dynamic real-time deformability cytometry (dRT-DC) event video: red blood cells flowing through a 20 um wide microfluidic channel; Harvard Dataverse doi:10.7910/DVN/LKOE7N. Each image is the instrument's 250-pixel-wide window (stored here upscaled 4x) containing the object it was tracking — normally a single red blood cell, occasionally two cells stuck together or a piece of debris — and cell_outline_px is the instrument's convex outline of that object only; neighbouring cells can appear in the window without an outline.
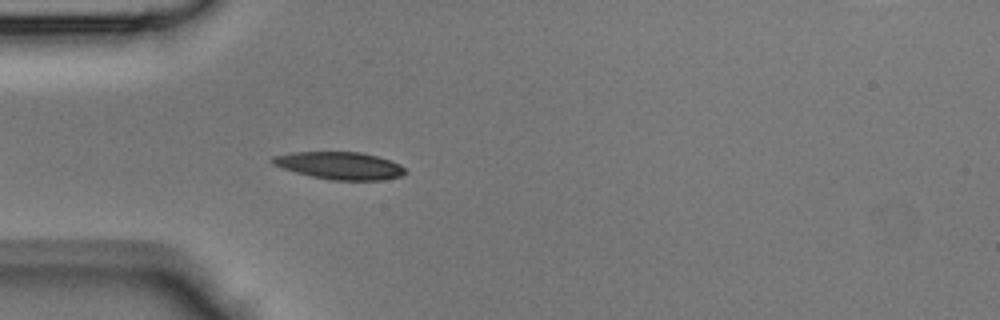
{"species": "Egyptian fruit bat (a non-hibernating species)", "species_latin": "Rousettus aegyptiacus", "temperature_condition": "room temperature", "stored_images_in_passage": 37, "camera_frame_rate_fps": 3000, "um_per_image_px": 0.085, "animal": {"sex": "male"}, "frame": {"image": 1, "passage_image": 5, "time_ms": 1.333, "image_size_px": [1000, 320], "cell_outline_px": [[408, 172], [400, 176], [384, 180], [332, 180], [312, 176], [296, 172], [272, 164], [268, 160], [272, 156], [292, 152], [360, 152], [376, 156], [400, 164]], "centroid_in_image_um": [28.86, 14.07], "position_along_channel_um": 56.1, "area_um2": 21.15}}
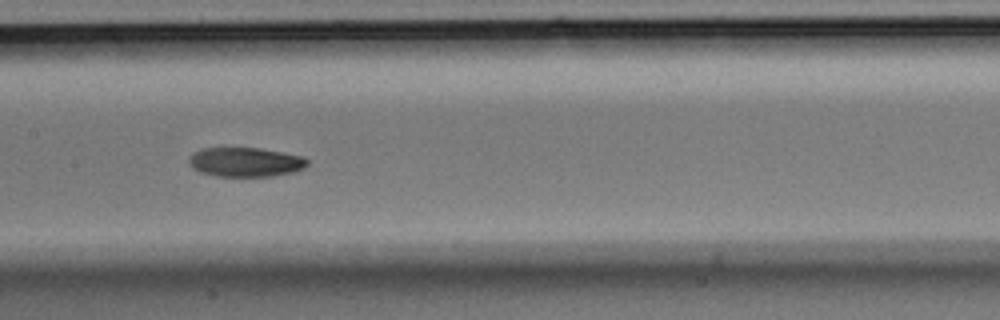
{"frame": {"image": 2, "passage_image": 14, "time_ms": 4.333, "image_size_px": [1000, 320], "cell_outline_px": [[308, 164], [304, 168], [292, 172], [272, 176], [216, 176], [200, 172], [192, 168], [188, 164], [188, 160], [196, 152], [204, 148], [260, 148], [304, 156], [308, 160]], "centroid_in_image_um": [20.88, 13.78], "position_along_channel_um": 186.5, "area_um2": 20.17}}
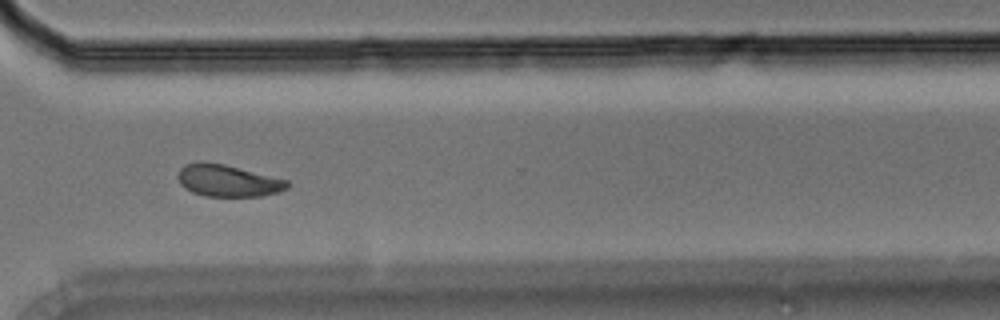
{"frame": {"image": 3, "passage_image": 25, "time_ms": 8.0, "image_size_px": [1000, 320], "cell_outline_px": [[288, 188], [276, 192], [260, 196], [204, 196], [192, 192], [184, 188], [180, 184], [176, 176], [180, 168], [184, 164], [200, 160], [224, 164], [288, 180]], "centroid_in_image_um": [19.29, 15.34], "position_along_channel_um": 351.3, "area_um2": 20.46}}